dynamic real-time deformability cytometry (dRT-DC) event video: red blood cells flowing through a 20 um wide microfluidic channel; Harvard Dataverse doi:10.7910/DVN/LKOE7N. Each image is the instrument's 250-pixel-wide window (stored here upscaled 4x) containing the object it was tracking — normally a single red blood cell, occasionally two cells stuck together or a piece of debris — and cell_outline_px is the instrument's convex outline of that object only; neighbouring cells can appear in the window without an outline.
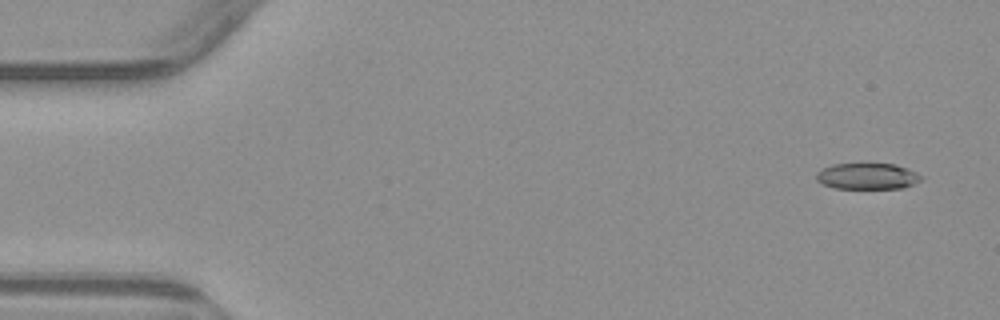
{"species": "common noctule bat (a hibernating species)", "species_latin": "Nyctalus noctula", "temperature_condition": "warm", "stored_images_in_passage": 7, "camera_frame_rate_fps": 3000, "um_per_image_px": 0.085, "animal": {"sex": "male", "body_mass_g": 23.1, "forearm_length_mm": 52.7}, "frame": {"image": 1, "passage_image": 1, "time_ms": 0.0, "image_size_px": [1000, 320], "cell_outline_px": [[924, 176], [920, 180], [904, 188], [832, 188], [816, 180], [816, 172], [832, 164], [896, 164], [908, 168]], "centroid_in_image_um": [73.73, 14.97], "position_along_channel_um": 11.3, "area_um2": 15.95}}
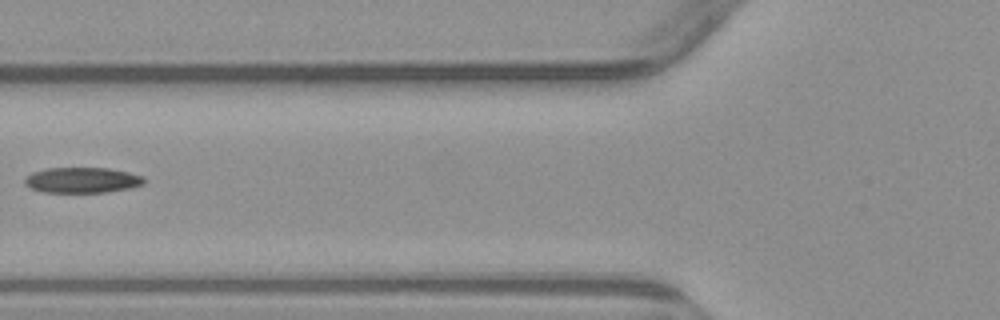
{"frame": {"image": 2, "passage_image": 6, "time_ms": 6.0, "image_size_px": [1000, 320], "cell_outline_px": [[148, 180], [144, 184], [128, 188], [104, 192], [44, 192], [32, 188], [24, 184], [24, 180], [32, 172], [48, 168], [108, 168], [128, 172], [144, 176]], "centroid_in_image_um": [7.02, 15.3], "position_along_channel_um": 118.8, "area_um2": 17.69}}
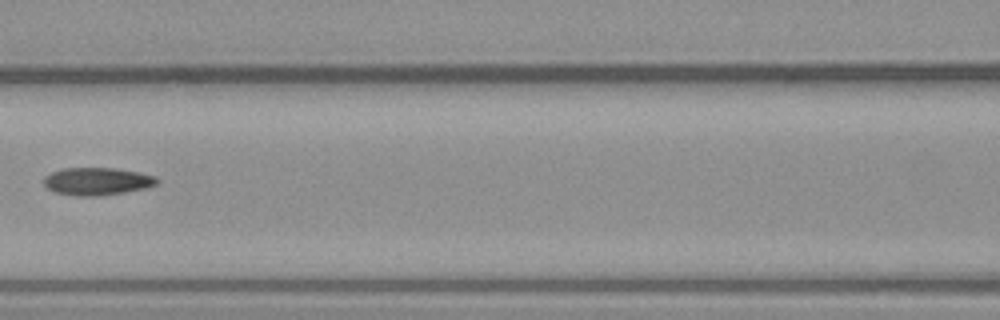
{"frame": {"image": 3, "passage_image": 7, "time_ms": 7.0, "image_size_px": [1000, 320], "cell_outline_px": [[160, 180], [156, 184], [144, 188], [124, 192], [96, 196], [76, 196], [56, 192], [48, 188], [44, 184], [44, 176], [52, 172], [64, 168], [116, 168], [140, 172], [156, 176]], "centroid_in_image_um": [8.27, 15.4], "position_along_channel_um": 158.3, "area_um2": 18.15}}